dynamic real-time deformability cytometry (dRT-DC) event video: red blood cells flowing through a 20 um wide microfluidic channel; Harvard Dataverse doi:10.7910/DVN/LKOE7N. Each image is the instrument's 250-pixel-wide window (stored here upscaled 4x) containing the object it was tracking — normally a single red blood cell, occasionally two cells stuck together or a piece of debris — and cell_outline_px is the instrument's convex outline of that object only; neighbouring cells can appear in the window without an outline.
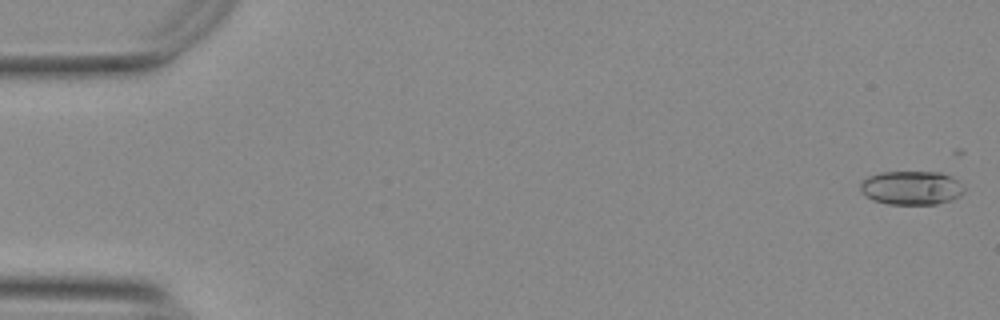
{"species": "Egyptian fruit bat (a non-hibernating species)", "species_latin": "Rousettus aegyptiacus", "temperature_condition": "warm", "stored_images_in_passage": 16, "camera_frame_rate_fps": 3000, "um_per_image_px": 0.085, "animal": {"sex": "female"}, "frame": {"image": 1, "passage_image": 1, "time_ms": 0.0, "image_size_px": [1000, 320], "cell_outline_px": [[964, 188], [960, 196], [952, 200], [936, 204], [888, 204], [872, 200], [864, 196], [860, 192], [860, 184], [868, 176], [880, 172], [940, 172], [952, 176], [960, 180]], "centroid_in_image_um": [77.47, 15.96], "position_along_channel_um": 7.5, "area_um2": 20.75}}